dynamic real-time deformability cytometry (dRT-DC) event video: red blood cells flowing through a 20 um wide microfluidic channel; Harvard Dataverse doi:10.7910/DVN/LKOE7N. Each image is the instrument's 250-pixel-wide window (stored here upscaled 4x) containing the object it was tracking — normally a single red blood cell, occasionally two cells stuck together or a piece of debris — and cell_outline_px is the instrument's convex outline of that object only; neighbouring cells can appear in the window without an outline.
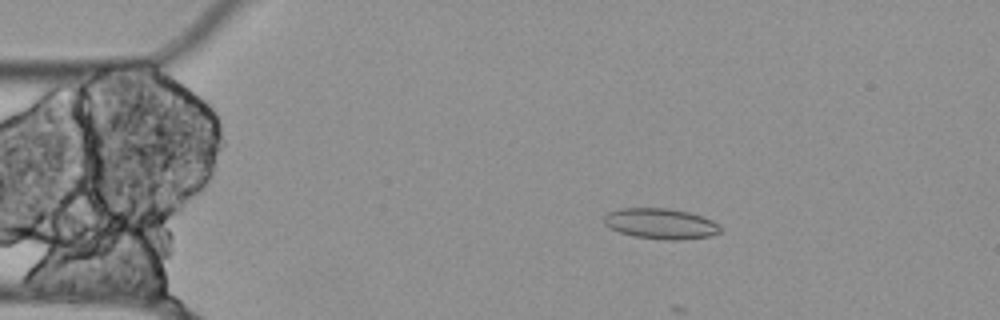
{"species": "Egyptian fruit bat (a non-hibernating species)", "species_latin": "Rousettus aegyptiacus", "temperature_condition": "cold", "stored_images_in_passage": 16, "camera_frame_rate_fps": 3000, "um_per_image_px": 0.085, "animal": {"sex": "female"}, "frame": {"image": 1, "passage_image": 10, "time_ms": 3.0, "image_size_px": [1000, 320], "cell_outline_px": [[720, 232], [708, 236], [680, 240], [664, 240], [636, 236], [620, 232], [604, 224], [604, 216], [608, 212], [620, 208], [668, 208], [688, 212], [712, 220], [720, 228]], "centroid_in_image_um": [56.13, 19.0], "position_along_channel_um": 28.9, "area_um2": 20.46}}